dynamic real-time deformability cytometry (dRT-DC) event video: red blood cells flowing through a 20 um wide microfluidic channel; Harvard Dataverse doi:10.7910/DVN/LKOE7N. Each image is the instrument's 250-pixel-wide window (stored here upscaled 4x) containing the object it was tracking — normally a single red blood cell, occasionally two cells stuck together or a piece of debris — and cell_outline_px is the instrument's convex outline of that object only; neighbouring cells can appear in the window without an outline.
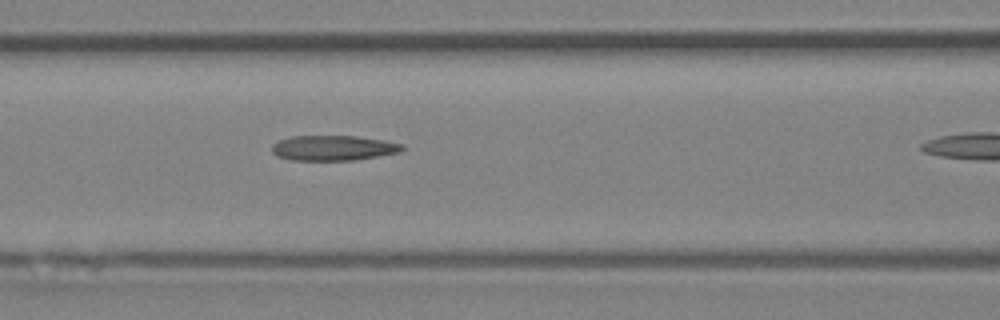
{"species": "Egyptian fruit bat (a non-hibernating species)", "species_latin": "Rousettus aegyptiacus", "temperature_condition": "room temperature", "stored_images_in_passage": 14, "camera_frame_rate_fps": 3000, "um_per_image_px": 0.085, "animal": {"sex": "female"}, "frame": {"image": 1, "passage_image": 10, "time_ms": 3.0, "image_size_px": [1000, 320], "cell_outline_px": [[404, 148], [400, 152], [356, 160], [292, 160], [276, 156], [272, 152], [272, 144], [280, 140], [292, 136], [356, 136], [384, 140], [400, 144]], "centroid_in_image_um": [28.31, 12.58], "position_along_channel_um": 138.3, "area_um2": 19.02}}